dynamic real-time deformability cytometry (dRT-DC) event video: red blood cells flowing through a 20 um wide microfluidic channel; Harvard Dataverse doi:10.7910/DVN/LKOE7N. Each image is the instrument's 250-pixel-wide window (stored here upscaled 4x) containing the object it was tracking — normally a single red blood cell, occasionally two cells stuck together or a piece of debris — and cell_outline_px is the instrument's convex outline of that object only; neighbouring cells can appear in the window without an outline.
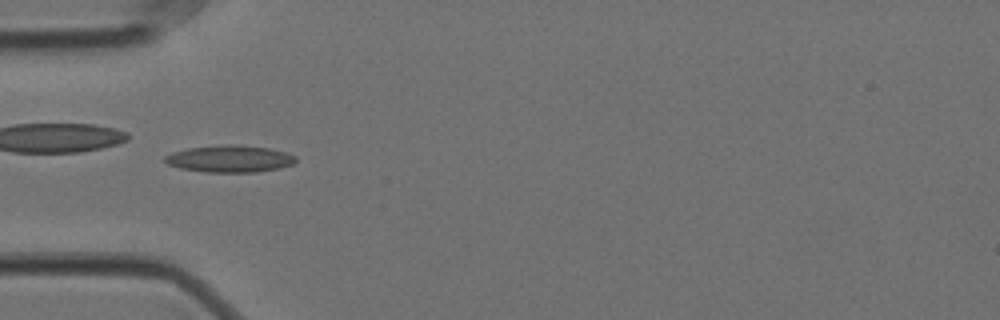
{"species": "Egyptian fruit bat (a non-hibernating species)", "species_latin": "Rousettus aegyptiacus", "temperature_condition": "cold", "stored_images_in_passage": 56, "camera_frame_rate_fps": 3000, "um_per_image_px": 0.085, "animal": {"sex": "female"}, "frame": {"image": 1, "passage_image": 17, "time_ms": 5.333, "image_size_px": [1000, 320], "cell_outline_px": [[296, 160], [292, 164], [280, 168], [256, 172], [204, 172], [180, 168], [168, 164], [164, 160], [164, 156], [172, 152], [188, 148], [224, 144], [236, 144], [268, 148], [284, 152], [296, 156]], "centroid_in_image_um": [19.51, 13.49], "position_along_channel_um": 65.5, "area_um2": 20.58}}
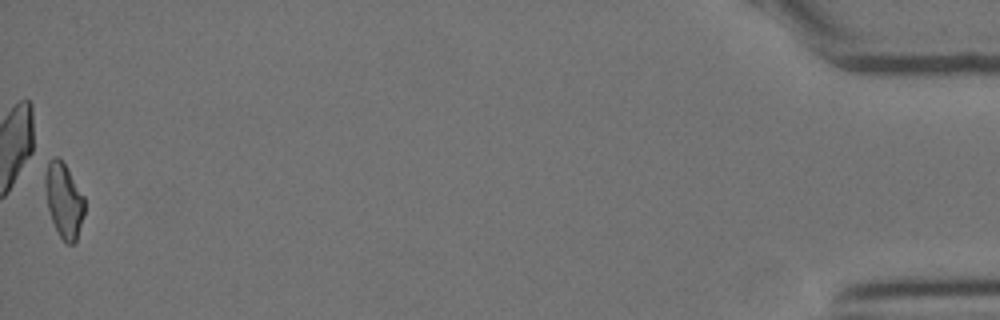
{"frame": {"image": 2, "passage_image": 56, "time_ms": 18.333, "image_size_px": [1000, 320], "cell_outline_px": [[84, 216], [76, 240], [72, 244], [64, 244], [52, 220], [48, 208], [44, 188], [44, 172], [48, 160], [56, 156], [64, 164], [84, 196]], "centroid_in_image_um": [5.41, 17.03], "position_along_channel_um": 429.8, "area_um2": 17.11}, "authors_computed_cell_mechanics": {"area_um2": 17.7446, "velocity_mm_per_s": 3.5449, "shape_relaxation_time_tau1_ms": null, "shape_relaxation_time_tau2_ms": 4.5397, "deformation_change_tau1": null, "deformation_change_tau2": 0.1316}}